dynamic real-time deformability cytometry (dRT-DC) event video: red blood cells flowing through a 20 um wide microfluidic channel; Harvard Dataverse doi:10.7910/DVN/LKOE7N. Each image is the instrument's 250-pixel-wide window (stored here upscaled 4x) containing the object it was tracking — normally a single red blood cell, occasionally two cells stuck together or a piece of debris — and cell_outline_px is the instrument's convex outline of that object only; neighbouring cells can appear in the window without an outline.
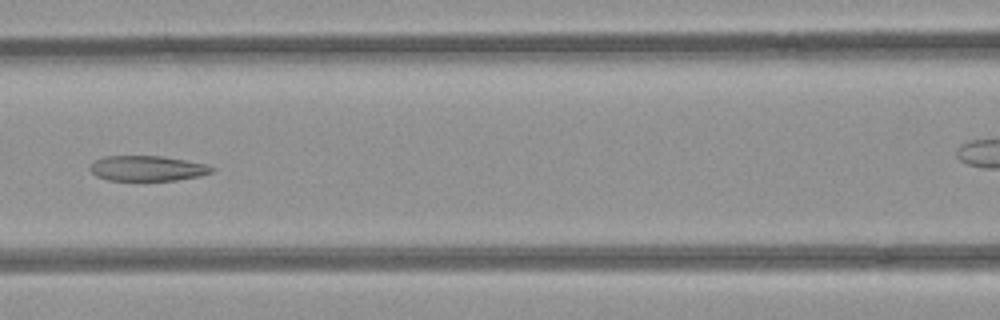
{"species": "common noctule bat (a hibernating species)", "species_latin": "Nyctalus noctula", "temperature_condition": "room temperature", "stored_images_in_passage": 7, "segment_of_instrument_passage": [1, 2], "camera_frame_rate_fps": 3000, "um_per_image_px": 0.085, "animal": {"sex": "female", "body_mass_g": 21.9}, "frame": {"image": 1, "passage_image": 6, "time_ms": 1.667, "image_size_px": [1000, 320], "cell_outline_px": [[216, 168], [212, 172], [200, 176], [176, 180], [108, 180], [96, 176], [88, 168], [96, 160], [104, 156], [164, 156], [204, 164]], "centroid_in_image_um": [12.52, 14.31], "position_along_channel_um": 154.1, "area_um2": 17.8}}